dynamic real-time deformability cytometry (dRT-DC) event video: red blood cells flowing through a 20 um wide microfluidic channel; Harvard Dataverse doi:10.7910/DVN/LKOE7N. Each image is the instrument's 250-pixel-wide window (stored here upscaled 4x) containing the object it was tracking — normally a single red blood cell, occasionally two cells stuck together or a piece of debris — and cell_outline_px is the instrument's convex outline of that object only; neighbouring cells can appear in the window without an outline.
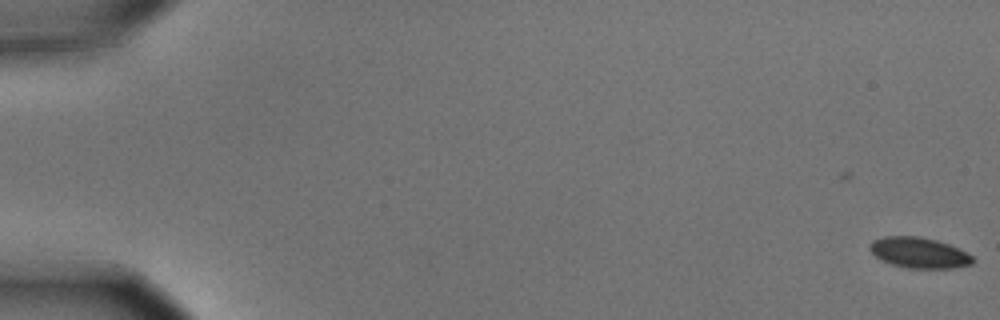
{"species": "common noctule bat (a hibernating species)", "species_latin": "Nyctalus noctula", "temperature_condition": "cold", "stored_images_in_passage": 5, "camera_frame_rate_fps": 3000, "um_per_image_px": 0.085, "animal": {"sex": "male", "body_mass_g": 15.6}, "frame": {"image": 1, "passage_image": 1, "time_ms": 0.0, "image_size_px": [1000, 320], "cell_outline_px": [[976, 260], [972, 264], [952, 268], [908, 268], [892, 264], [876, 256], [868, 248], [868, 244], [872, 240], [884, 236], [920, 236], [936, 240], [948, 244], [972, 256]], "centroid_in_image_um": [78.1, 21.47], "position_along_channel_um": 6.9, "area_um2": 18.26}}
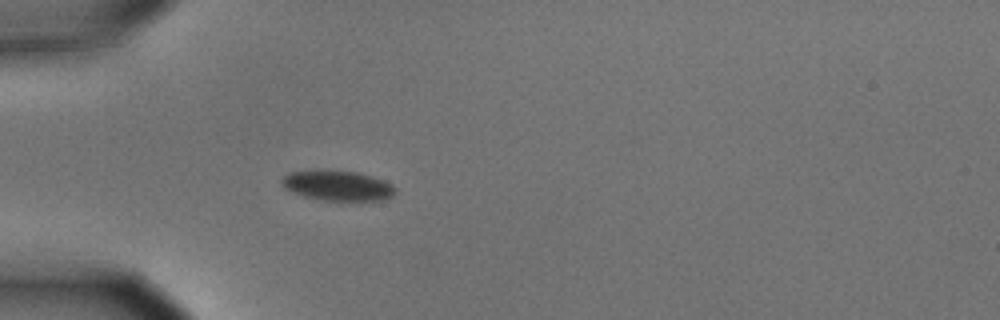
{"frame": {"image": 2, "passage_image": 5, "time_ms": 1.333, "image_size_px": [1000, 320], "cell_outline_px": [[396, 192], [392, 196], [380, 200], [324, 200], [304, 196], [284, 188], [280, 184], [280, 180], [288, 172], [356, 172], [384, 180], [392, 184], [396, 188]], "centroid_in_image_um": [28.71, 15.8], "position_along_channel_um": 56.3, "area_um2": 19.25}}